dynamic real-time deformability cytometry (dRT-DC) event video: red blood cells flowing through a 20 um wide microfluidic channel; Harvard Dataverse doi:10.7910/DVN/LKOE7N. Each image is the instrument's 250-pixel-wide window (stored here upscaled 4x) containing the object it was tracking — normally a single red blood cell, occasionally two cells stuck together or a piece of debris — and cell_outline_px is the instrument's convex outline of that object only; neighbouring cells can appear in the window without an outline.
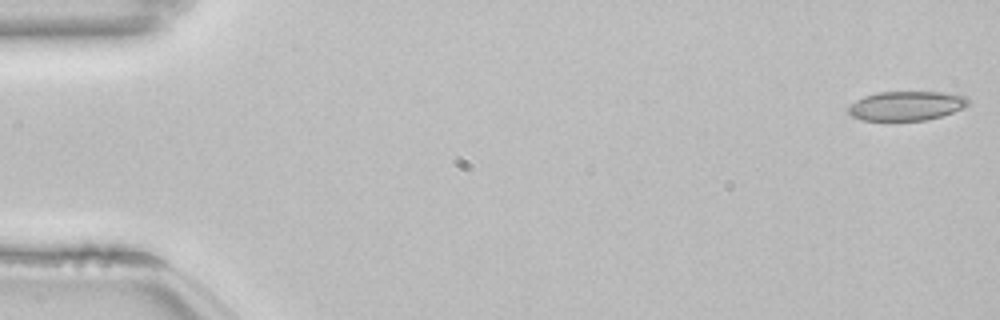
{"species": "common noctule bat (a hibernating species)", "species_latin": "Nyctalus noctula", "temperature_condition": "room temperature", "stored_images_in_passage": 53, "camera_frame_rate_fps": 3000, "um_per_image_px": 0.085, "animal": {"sex": "female", "body_mass_g": 22.7, "forearm_length_mm": 54.2}, "frame": {"image": 1, "passage_image": 1, "time_ms": 0.0, "image_size_px": [1000, 320], "cell_outline_px": [[968, 104], [964, 108], [940, 116], [924, 120], [892, 124], [860, 120], [852, 116], [848, 112], [848, 108], [856, 100], [864, 96], [876, 92], [944, 92], [968, 96]], "centroid_in_image_um": [76.99, 9.04], "position_along_channel_um": 8.0, "area_um2": 21.33}}
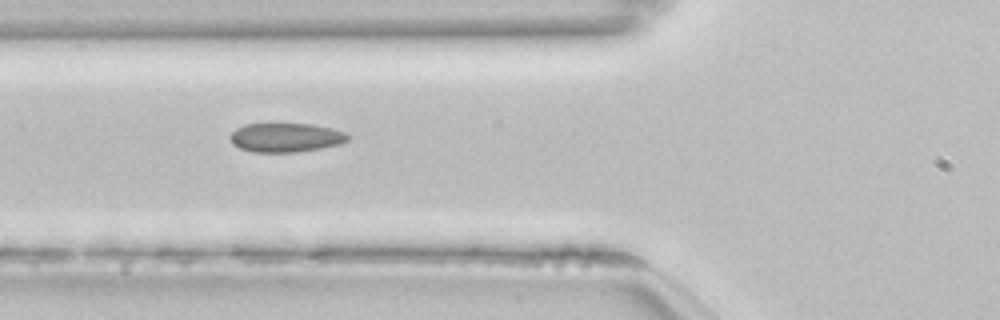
{"frame": {"image": 2, "passage_image": 20, "time_ms": 6.333, "image_size_px": [1000, 320], "cell_outline_px": [[348, 140], [340, 144], [320, 148], [296, 152], [252, 152], [240, 148], [232, 144], [228, 136], [236, 128], [244, 124], [312, 124], [332, 128], [344, 132], [348, 136]], "centroid_in_image_um": [24.25, 11.69], "position_along_channel_um": 101.6, "area_um2": 19.94}}
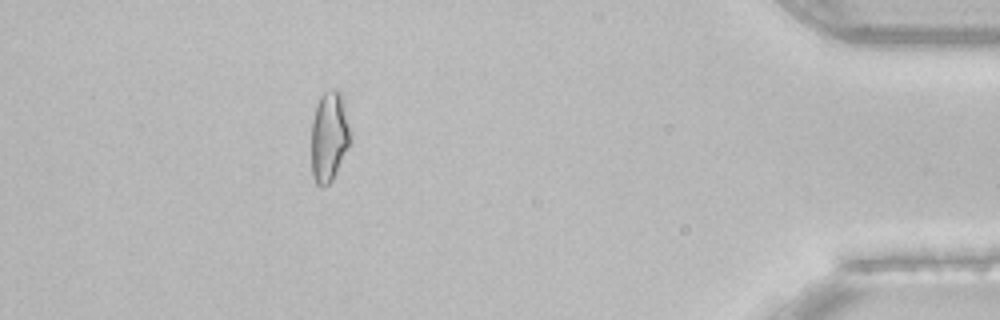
{"frame": {"image": 3, "passage_image": 48, "time_ms": 15.667, "image_size_px": [1000, 320], "cell_outline_px": [[352, 132], [348, 148], [332, 180], [324, 188], [320, 188], [316, 184], [312, 176], [312, 120], [316, 104], [320, 96], [324, 92], [332, 88], [336, 88], [340, 92], [344, 100]], "centroid_in_image_um": [27.99, 11.58], "position_along_channel_um": 407.2, "area_um2": 20.98}, "authors_computed_cell_mechanics": {"area_um2": 20.1722, "velocity_mm_per_s": 3.8476, "shape_relaxation_time_tau1_ms": null, "shape_relaxation_time_tau2_ms": 1.7113, "deformation_change_tau1": null, "deformation_change_tau2": 0.0835}}